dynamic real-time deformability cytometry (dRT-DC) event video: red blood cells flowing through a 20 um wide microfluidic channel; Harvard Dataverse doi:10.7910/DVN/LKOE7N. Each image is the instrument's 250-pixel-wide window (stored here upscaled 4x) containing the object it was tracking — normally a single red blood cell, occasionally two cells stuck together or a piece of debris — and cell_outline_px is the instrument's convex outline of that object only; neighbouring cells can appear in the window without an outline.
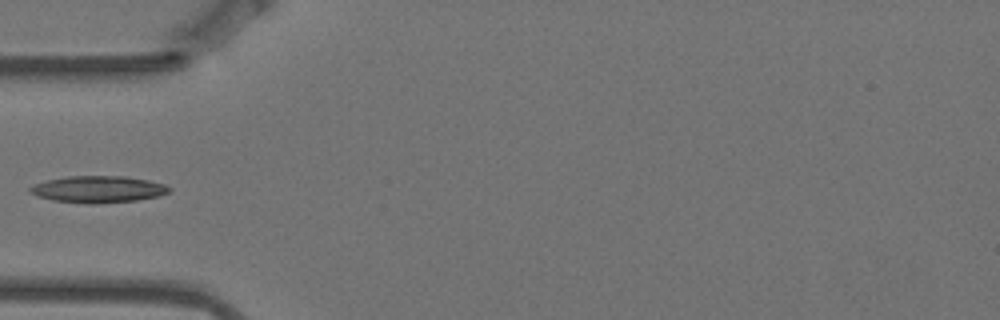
{"species": "Egyptian fruit bat (a non-hibernating species)", "species_latin": "Rousettus aegyptiacus", "temperature_condition": "warm", "stored_images_in_passage": 5, "camera_frame_rate_fps": 3000, "um_per_image_px": 0.085, "animal": {"sex": "female"}, "frame": {"image": 1, "passage_image": 5, "time_ms": 1.333, "image_size_px": [1000, 320], "cell_outline_px": [[172, 188], [168, 192], [160, 196], [136, 200], [96, 204], [88, 204], [52, 200], [36, 196], [28, 192], [28, 188], [36, 184], [48, 180], [68, 176], [124, 176], [148, 180], [164, 184]], "centroid_in_image_um": [8.34, 16.09], "position_along_channel_um": 76.7, "area_um2": 21.73}}